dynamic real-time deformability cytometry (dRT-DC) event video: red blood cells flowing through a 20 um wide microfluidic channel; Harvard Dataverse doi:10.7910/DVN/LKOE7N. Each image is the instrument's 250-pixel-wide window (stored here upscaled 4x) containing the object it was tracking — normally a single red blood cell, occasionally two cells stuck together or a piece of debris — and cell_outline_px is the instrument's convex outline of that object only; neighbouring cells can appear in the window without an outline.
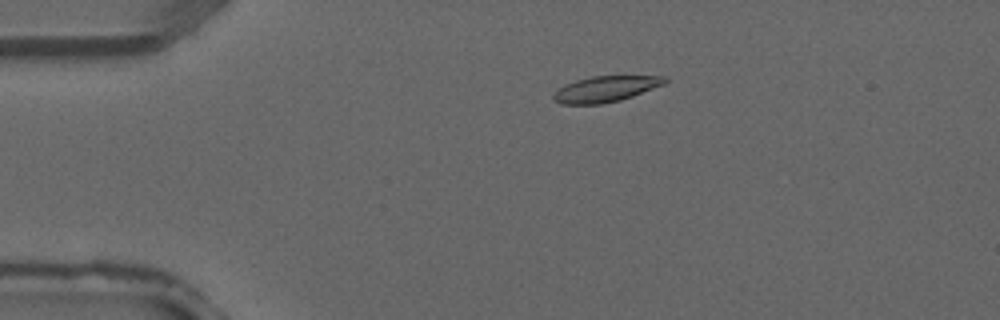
{"species": "common noctule bat (a hibernating species)", "species_latin": "Nyctalus noctula", "temperature_condition": "warm", "stored_images_in_passage": 3, "camera_frame_rate_fps": 3000, "um_per_image_px": 0.085, "animal": {"sex": "male", "forearm_length_mm": 52.5}, "frame": {"image": 1, "passage_image": 2, "time_ms": 0.333, "image_size_px": [1000, 320], "cell_outline_px": [[668, 80], [664, 84], [632, 96], [620, 100], [600, 104], [560, 104], [552, 100], [552, 96], [564, 84], [576, 80], [592, 76], [668, 76]], "centroid_in_image_um": [51.46, 7.56], "position_along_channel_um": 33.5, "area_um2": 16.7}}